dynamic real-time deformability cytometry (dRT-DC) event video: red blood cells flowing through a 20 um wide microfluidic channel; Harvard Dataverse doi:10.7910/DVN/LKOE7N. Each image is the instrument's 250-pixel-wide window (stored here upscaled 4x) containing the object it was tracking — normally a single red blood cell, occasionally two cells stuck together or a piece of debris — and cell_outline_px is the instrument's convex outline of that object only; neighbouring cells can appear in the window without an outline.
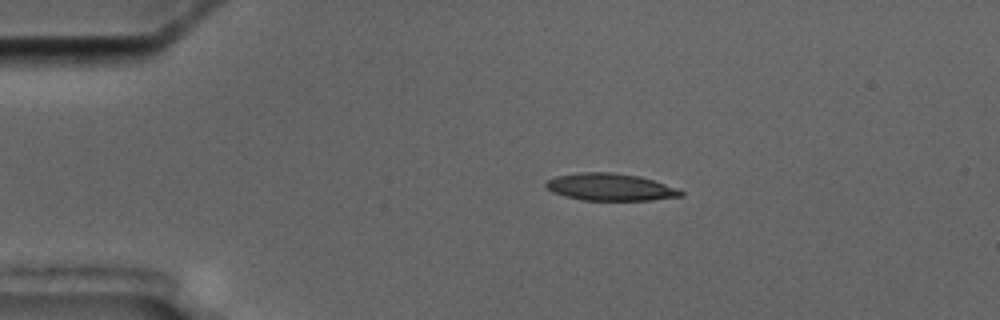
{"species": "common noctule bat (a hibernating species)", "species_latin": "Nyctalus noctula", "temperature_condition": "cold", "stored_images_in_passage": 4, "camera_frame_rate_fps": 3000, "um_per_image_px": 0.085, "animal": {"sex": "male", "body_mass_g": 17.5, "forearm_length_mm": 52.3}, "frame": {"image": 1, "passage_image": 1, "time_ms": 0.0, "image_size_px": [1000, 320], "cell_outline_px": [[684, 196], [652, 200], [584, 200], [564, 196], [552, 192], [544, 184], [548, 180], [556, 176], [580, 172], [608, 172], [640, 176], [680, 188], [684, 192]], "centroid_in_image_um": [51.92, 15.9], "position_along_channel_um": 33.1, "area_um2": 21.5}}
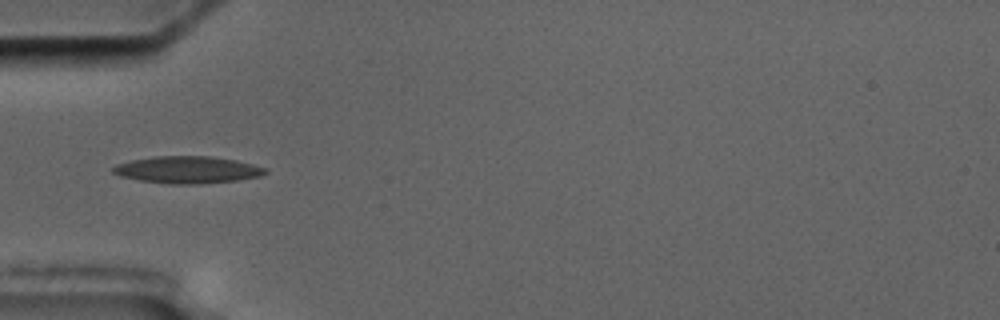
{"frame": {"image": 2, "passage_image": 3, "time_ms": 2.333, "image_size_px": [1000, 320], "cell_outline_px": [[268, 172], [260, 176], [236, 180], [200, 184], [168, 184], [140, 180], [120, 176], [112, 172], [112, 168], [116, 164], [132, 160], [156, 156], [212, 156], [236, 160], [268, 168]], "centroid_in_image_um": [15.95, 14.43], "position_along_channel_um": 69.1, "area_um2": 24.04}}